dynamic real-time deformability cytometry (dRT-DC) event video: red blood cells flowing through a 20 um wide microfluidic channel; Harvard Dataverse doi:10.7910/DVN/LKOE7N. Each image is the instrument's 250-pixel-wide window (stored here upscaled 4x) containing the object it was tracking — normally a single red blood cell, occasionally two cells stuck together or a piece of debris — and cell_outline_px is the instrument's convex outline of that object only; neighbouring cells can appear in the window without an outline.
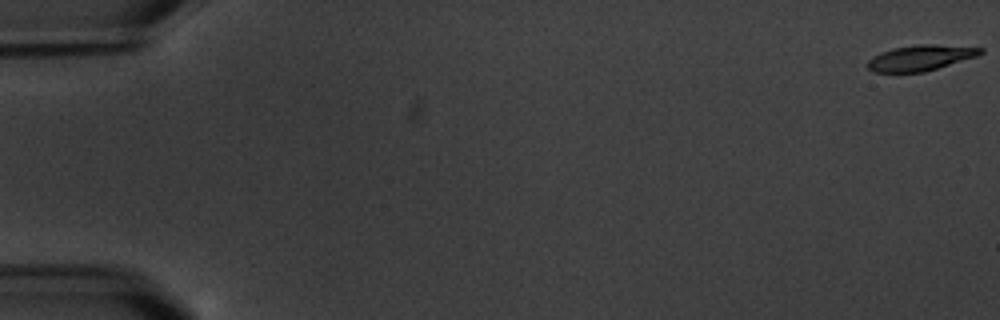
{"species": "common noctule bat (a hibernating species)", "species_latin": "Nyctalus noctula", "temperature_condition": "warm", "stored_images_in_passage": 8, "camera_frame_rate_fps": 3000, "um_per_image_px": 0.085, "animal": {"sex": "male", "body_mass_g": 20.1, "forearm_length_mm": 53.5}, "frame": {"image": 1, "passage_image": 1, "time_ms": 0.0, "image_size_px": [1000, 320], "cell_outline_px": [[984, 52], [976, 56], [924, 72], [872, 72], [868, 68], [868, 60], [872, 56], [880, 52], [892, 48], [920, 44], [932, 44], [984, 48]], "centroid_in_image_um": [78.21, 4.91], "position_along_channel_um": 6.8, "area_um2": 16.7}}
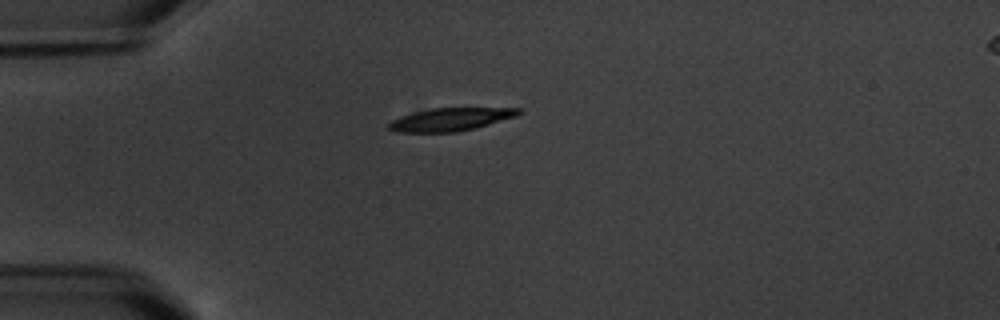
{"frame": {"image": 2, "passage_image": 5, "time_ms": 5.333, "image_size_px": [1000, 320], "cell_outline_px": [[524, 112], [516, 116], [488, 124], [456, 132], [396, 132], [388, 128], [388, 124], [392, 120], [400, 116], [432, 108], [524, 108]], "centroid_in_image_um": [38.31, 10.14], "position_along_channel_um": 46.7, "area_um2": 17.17}}